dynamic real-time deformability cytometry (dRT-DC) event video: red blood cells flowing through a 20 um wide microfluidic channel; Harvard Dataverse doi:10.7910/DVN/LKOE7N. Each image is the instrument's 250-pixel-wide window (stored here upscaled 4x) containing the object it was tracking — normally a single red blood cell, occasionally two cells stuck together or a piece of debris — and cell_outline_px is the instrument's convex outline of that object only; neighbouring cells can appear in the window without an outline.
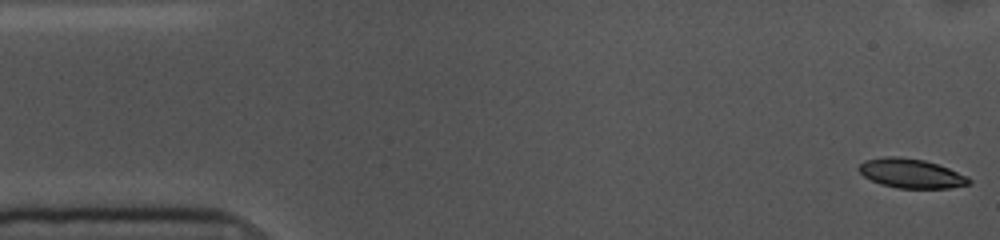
{"species": "common noctule bat (a hibernating species)", "species_latin": "Nyctalus noctula", "temperature_condition": "cold", "stored_images_in_passage": 54, "camera_frame_rate_fps": 3000, "um_per_image_px": 0.085, "animal": {"sex": "female", "body_mass_g": 10.0, "forearm_length_mm": 53.1}, "frame": {"image": 1, "passage_image": 1, "time_ms": 0.0, "image_size_px": [1000, 240], "cell_outline_px": [[972, 180], [968, 184], [948, 188], [896, 188], [880, 184], [864, 176], [856, 168], [864, 160], [884, 156], [900, 156], [924, 160], [948, 168], [968, 176]], "centroid_in_image_um": [77.41, 14.73], "position_along_channel_um": 7.6, "area_um2": 18.84}}
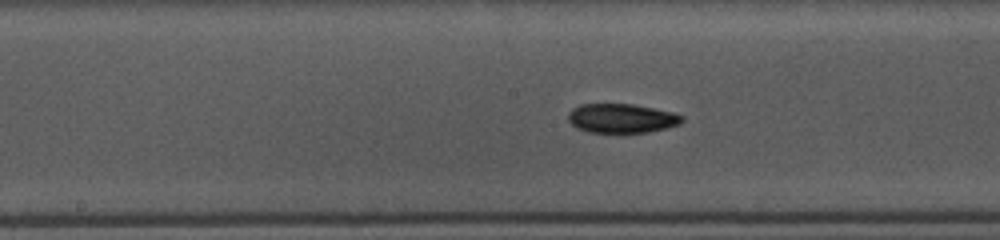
{"frame": {"image": 2, "passage_image": 26, "time_ms": 8.333, "image_size_px": [1000, 240], "cell_outline_px": [[684, 120], [680, 124], [648, 132], [588, 132], [576, 128], [568, 120], [568, 112], [572, 108], [580, 104], [632, 104], [672, 112], [684, 116]], "centroid_in_image_um": [52.81, 10.05], "position_along_channel_um": 195.4, "area_um2": 19.31}}
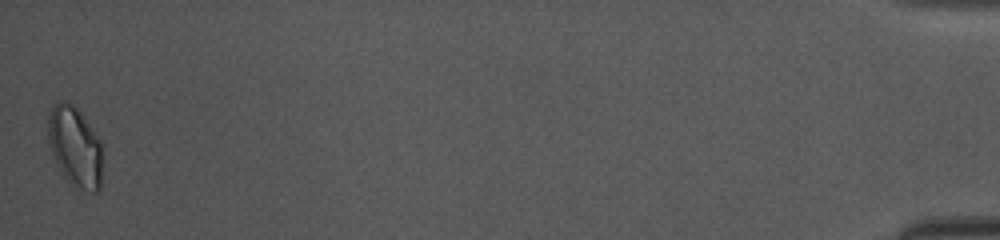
{"frame": {"image": 3, "passage_image": 54, "time_ms": 17.667, "image_size_px": [1000, 240], "cell_outline_px": [[104, 144], [100, 188], [96, 192], [92, 192], [80, 188], [68, 180], [60, 172], [56, 164], [48, 144], [48, 112], [52, 104], [60, 100], [64, 100], [72, 104], [80, 112]], "centroid_in_image_um": [6.39, 12.44], "position_along_channel_um": 428.8, "area_um2": 25.95}, "authors_computed_cell_mechanics": {"area_um2": 19.7098, "velocity_mm_per_s": 3.5886, "shape_relaxation_time_tau1_ms": 4.4399, "shape_relaxation_time_tau2_ms": 7.6208, "deformation_change_tau1": 0.1064, "deformation_change_tau2": 0.1153}}